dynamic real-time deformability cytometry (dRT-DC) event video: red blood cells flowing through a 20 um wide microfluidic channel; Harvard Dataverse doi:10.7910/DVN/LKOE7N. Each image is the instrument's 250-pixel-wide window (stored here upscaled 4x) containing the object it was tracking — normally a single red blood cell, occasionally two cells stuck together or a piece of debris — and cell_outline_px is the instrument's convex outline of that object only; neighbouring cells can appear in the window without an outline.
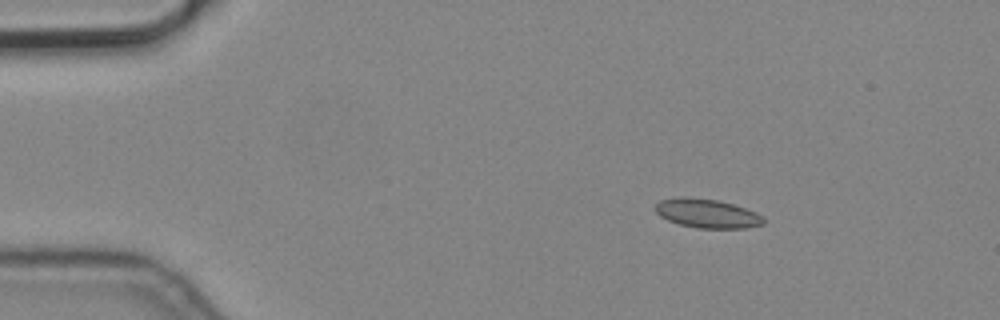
{"species": "common noctule bat (a hibernating species)", "species_latin": "Nyctalus noctula", "temperature_condition": "cold", "stored_images_in_passage": 4, "camera_frame_rate_fps": 3000, "um_per_image_px": 0.085, "animal": {"sex": "male", "body_mass_g": 19.2, "forearm_length_mm": 51.8}, "frame": {"image": 1, "passage_image": 1, "time_ms": 0.0, "image_size_px": [1000, 320], "cell_outline_px": [[764, 224], [744, 228], [696, 228], [680, 224], [668, 220], [660, 216], [652, 208], [660, 200], [680, 196], [688, 196], [716, 200], [732, 204], [756, 212], [764, 216]], "centroid_in_image_um": [60.07, 18.13], "position_along_channel_um": 24.9, "area_um2": 18.38}}